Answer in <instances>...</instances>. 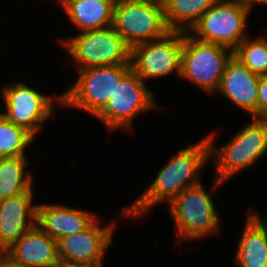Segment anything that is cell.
Segmentation results:
<instances>
[{
    "label": "cell",
    "instance_id": "cell-1",
    "mask_svg": "<svg viewBox=\"0 0 267 267\" xmlns=\"http://www.w3.org/2000/svg\"><path fill=\"white\" fill-rule=\"evenodd\" d=\"M209 161L206 137L171 157L141 196L127 206L121 217L136 218L148 214L159 202L169 204L184 189L201 182L199 172ZM198 172V173H197Z\"/></svg>",
    "mask_w": 267,
    "mask_h": 267
},
{
    "label": "cell",
    "instance_id": "cell-2",
    "mask_svg": "<svg viewBox=\"0 0 267 267\" xmlns=\"http://www.w3.org/2000/svg\"><path fill=\"white\" fill-rule=\"evenodd\" d=\"M215 132L206 135L209 158L213 160L215 178L224 183L248 168L267 153V119H256L243 126L221 147L214 144Z\"/></svg>",
    "mask_w": 267,
    "mask_h": 267
},
{
    "label": "cell",
    "instance_id": "cell-3",
    "mask_svg": "<svg viewBox=\"0 0 267 267\" xmlns=\"http://www.w3.org/2000/svg\"><path fill=\"white\" fill-rule=\"evenodd\" d=\"M223 182L216 178L212 189L206 192L202 182L184 189L167 206L176 225L179 241L201 239L218 234L219 215L211 198Z\"/></svg>",
    "mask_w": 267,
    "mask_h": 267
},
{
    "label": "cell",
    "instance_id": "cell-4",
    "mask_svg": "<svg viewBox=\"0 0 267 267\" xmlns=\"http://www.w3.org/2000/svg\"><path fill=\"white\" fill-rule=\"evenodd\" d=\"M112 26L130 49L171 31L165 23L162 0H116Z\"/></svg>",
    "mask_w": 267,
    "mask_h": 267
},
{
    "label": "cell",
    "instance_id": "cell-5",
    "mask_svg": "<svg viewBox=\"0 0 267 267\" xmlns=\"http://www.w3.org/2000/svg\"><path fill=\"white\" fill-rule=\"evenodd\" d=\"M131 69V65H108L78 70L77 81L61 94V105L85 110L95 116Z\"/></svg>",
    "mask_w": 267,
    "mask_h": 267
},
{
    "label": "cell",
    "instance_id": "cell-6",
    "mask_svg": "<svg viewBox=\"0 0 267 267\" xmlns=\"http://www.w3.org/2000/svg\"><path fill=\"white\" fill-rule=\"evenodd\" d=\"M232 56L231 49L197 40L189 32H184L180 77L188 79L206 93H214Z\"/></svg>",
    "mask_w": 267,
    "mask_h": 267
},
{
    "label": "cell",
    "instance_id": "cell-7",
    "mask_svg": "<svg viewBox=\"0 0 267 267\" xmlns=\"http://www.w3.org/2000/svg\"><path fill=\"white\" fill-rule=\"evenodd\" d=\"M61 42L77 62V70L97 66L131 65V49L113 26L83 31Z\"/></svg>",
    "mask_w": 267,
    "mask_h": 267
},
{
    "label": "cell",
    "instance_id": "cell-8",
    "mask_svg": "<svg viewBox=\"0 0 267 267\" xmlns=\"http://www.w3.org/2000/svg\"><path fill=\"white\" fill-rule=\"evenodd\" d=\"M154 93L142 78L131 69L116 85L107 104L95 115L109 131L130 129L134 117L155 110Z\"/></svg>",
    "mask_w": 267,
    "mask_h": 267
},
{
    "label": "cell",
    "instance_id": "cell-9",
    "mask_svg": "<svg viewBox=\"0 0 267 267\" xmlns=\"http://www.w3.org/2000/svg\"><path fill=\"white\" fill-rule=\"evenodd\" d=\"M251 10L236 0H217L188 31L197 40L215 43L234 51L246 38Z\"/></svg>",
    "mask_w": 267,
    "mask_h": 267
},
{
    "label": "cell",
    "instance_id": "cell-10",
    "mask_svg": "<svg viewBox=\"0 0 267 267\" xmlns=\"http://www.w3.org/2000/svg\"><path fill=\"white\" fill-rule=\"evenodd\" d=\"M1 93L6 107L2 115L11 123L26 129L34 137L42 129V124L53 115L54 100L61 104L62 98L61 94L48 97L21 81L3 85Z\"/></svg>",
    "mask_w": 267,
    "mask_h": 267
},
{
    "label": "cell",
    "instance_id": "cell-11",
    "mask_svg": "<svg viewBox=\"0 0 267 267\" xmlns=\"http://www.w3.org/2000/svg\"><path fill=\"white\" fill-rule=\"evenodd\" d=\"M183 31H170L164 37L136 45L131 49V68L145 82L174 72L181 74Z\"/></svg>",
    "mask_w": 267,
    "mask_h": 267
},
{
    "label": "cell",
    "instance_id": "cell-12",
    "mask_svg": "<svg viewBox=\"0 0 267 267\" xmlns=\"http://www.w3.org/2000/svg\"><path fill=\"white\" fill-rule=\"evenodd\" d=\"M100 219H95L81 232L64 237L58 241V258L84 263L92 267H103V258L111 245L115 221L100 227Z\"/></svg>",
    "mask_w": 267,
    "mask_h": 267
},
{
    "label": "cell",
    "instance_id": "cell-13",
    "mask_svg": "<svg viewBox=\"0 0 267 267\" xmlns=\"http://www.w3.org/2000/svg\"><path fill=\"white\" fill-rule=\"evenodd\" d=\"M33 197V192H24L0 201V251L7 250L36 225Z\"/></svg>",
    "mask_w": 267,
    "mask_h": 267
},
{
    "label": "cell",
    "instance_id": "cell-14",
    "mask_svg": "<svg viewBox=\"0 0 267 267\" xmlns=\"http://www.w3.org/2000/svg\"><path fill=\"white\" fill-rule=\"evenodd\" d=\"M259 78V75L232 56L225 66L218 91L242 111L257 119Z\"/></svg>",
    "mask_w": 267,
    "mask_h": 267
},
{
    "label": "cell",
    "instance_id": "cell-15",
    "mask_svg": "<svg viewBox=\"0 0 267 267\" xmlns=\"http://www.w3.org/2000/svg\"><path fill=\"white\" fill-rule=\"evenodd\" d=\"M96 214L59 204H37L36 225L57 242L86 229Z\"/></svg>",
    "mask_w": 267,
    "mask_h": 267
},
{
    "label": "cell",
    "instance_id": "cell-16",
    "mask_svg": "<svg viewBox=\"0 0 267 267\" xmlns=\"http://www.w3.org/2000/svg\"><path fill=\"white\" fill-rule=\"evenodd\" d=\"M5 255L22 267H51L58 258V242L37 225L13 243Z\"/></svg>",
    "mask_w": 267,
    "mask_h": 267
},
{
    "label": "cell",
    "instance_id": "cell-17",
    "mask_svg": "<svg viewBox=\"0 0 267 267\" xmlns=\"http://www.w3.org/2000/svg\"><path fill=\"white\" fill-rule=\"evenodd\" d=\"M246 217L235 254L236 267H267V225L256 211Z\"/></svg>",
    "mask_w": 267,
    "mask_h": 267
},
{
    "label": "cell",
    "instance_id": "cell-18",
    "mask_svg": "<svg viewBox=\"0 0 267 267\" xmlns=\"http://www.w3.org/2000/svg\"><path fill=\"white\" fill-rule=\"evenodd\" d=\"M116 0H66L62 5L72 24L80 32L113 25Z\"/></svg>",
    "mask_w": 267,
    "mask_h": 267
},
{
    "label": "cell",
    "instance_id": "cell-19",
    "mask_svg": "<svg viewBox=\"0 0 267 267\" xmlns=\"http://www.w3.org/2000/svg\"><path fill=\"white\" fill-rule=\"evenodd\" d=\"M217 0H162L165 23L171 31L188 32Z\"/></svg>",
    "mask_w": 267,
    "mask_h": 267
},
{
    "label": "cell",
    "instance_id": "cell-20",
    "mask_svg": "<svg viewBox=\"0 0 267 267\" xmlns=\"http://www.w3.org/2000/svg\"><path fill=\"white\" fill-rule=\"evenodd\" d=\"M25 157H0V201L20 193L33 192V176L25 171Z\"/></svg>",
    "mask_w": 267,
    "mask_h": 267
},
{
    "label": "cell",
    "instance_id": "cell-21",
    "mask_svg": "<svg viewBox=\"0 0 267 267\" xmlns=\"http://www.w3.org/2000/svg\"><path fill=\"white\" fill-rule=\"evenodd\" d=\"M265 34L254 40L246 37L233 51L234 57L259 76L267 75V33Z\"/></svg>",
    "mask_w": 267,
    "mask_h": 267
},
{
    "label": "cell",
    "instance_id": "cell-22",
    "mask_svg": "<svg viewBox=\"0 0 267 267\" xmlns=\"http://www.w3.org/2000/svg\"><path fill=\"white\" fill-rule=\"evenodd\" d=\"M34 138L26 129L11 123L0 113V157L25 156V148L34 142Z\"/></svg>",
    "mask_w": 267,
    "mask_h": 267
},
{
    "label": "cell",
    "instance_id": "cell-23",
    "mask_svg": "<svg viewBox=\"0 0 267 267\" xmlns=\"http://www.w3.org/2000/svg\"><path fill=\"white\" fill-rule=\"evenodd\" d=\"M257 119H267V75L260 76L259 78Z\"/></svg>",
    "mask_w": 267,
    "mask_h": 267
},
{
    "label": "cell",
    "instance_id": "cell-24",
    "mask_svg": "<svg viewBox=\"0 0 267 267\" xmlns=\"http://www.w3.org/2000/svg\"><path fill=\"white\" fill-rule=\"evenodd\" d=\"M51 267H92L84 263L58 259Z\"/></svg>",
    "mask_w": 267,
    "mask_h": 267
},
{
    "label": "cell",
    "instance_id": "cell-25",
    "mask_svg": "<svg viewBox=\"0 0 267 267\" xmlns=\"http://www.w3.org/2000/svg\"><path fill=\"white\" fill-rule=\"evenodd\" d=\"M0 267H22L11 261L6 255L0 259Z\"/></svg>",
    "mask_w": 267,
    "mask_h": 267
},
{
    "label": "cell",
    "instance_id": "cell-26",
    "mask_svg": "<svg viewBox=\"0 0 267 267\" xmlns=\"http://www.w3.org/2000/svg\"><path fill=\"white\" fill-rule=\"evenodd\" d=\"M240 5L248 8V9H252L253 5L255 4H259L261 2V0H236Z\"/></svg>",
    "mask_w": 267,
    "mask_h": 267
},
{
    "label": "cell",
    "instance_id": "cell-27",
    "mask_svg": "<svg viewBox=\"0 0 267 267\" xmlns=\"http://www.w3.org/2000/svg\"><path fill=\"white\" fill-rule=\"evenodd\" d=\"M260 5H267V0H261V2L259 3Z\"/></svg>",
    "mask_w": 267,
    "mask_h": 267
},
{
    "label": "cell",
    "instance_id": "cell-28",
    "mask_svg": "<svg viewBox=\"0 0 267 267\" xmlns=\"http://www.w3.org/2000/svg\"><path fill=\"white\" fill-rule=\"evenodd\" d=\"M266 225H267V216H265L263 219H261Z\"/></svg>",
    "mask_w": 267,
    "mask_h": 267
},
{
    "label": "cell",
    "instance_id": "cell-29",
    "mask_svg": "<svg viewBox=\"0 0 267 267\" xmlns=\"http://www.w3.org/2000/svg\"><path fill=\"white\" fill-rule=\"evenodd\" d=\"M58 1L61 4L60 6H62L65 3L66 0H58Z\"/></svg>",
    "mask_w": 267,
    "mask_h": 267
},
{
    "label": "cell",
    "instance_id": "cell-30",
    "mask_svg": "<svg viewBox=\"0 0 267 267\" xmlns=\"http://www.w3.org/2000/svg\"><path fill=\"white\" fill-rule=\"evenodd\" d=\"M5 255L3 251H0V259Z\"/></svg>",
    "mask_w": 267,
    "mask_h": 267
},
{
    "label": "cell",
    "instance_id": "cell-31",
    "mask_svg": "<svg viewBox=\"0 0 267 267\" xmlns=\"http://www.w3.org/2000/svg\"><path fill=\"white\" fill-rule=\"evenodd\" d=\"M123 1H141V0H123Z\"/></svg>",
    "mask_w": 267,
    "mask_h": 267
}]
</instances>
